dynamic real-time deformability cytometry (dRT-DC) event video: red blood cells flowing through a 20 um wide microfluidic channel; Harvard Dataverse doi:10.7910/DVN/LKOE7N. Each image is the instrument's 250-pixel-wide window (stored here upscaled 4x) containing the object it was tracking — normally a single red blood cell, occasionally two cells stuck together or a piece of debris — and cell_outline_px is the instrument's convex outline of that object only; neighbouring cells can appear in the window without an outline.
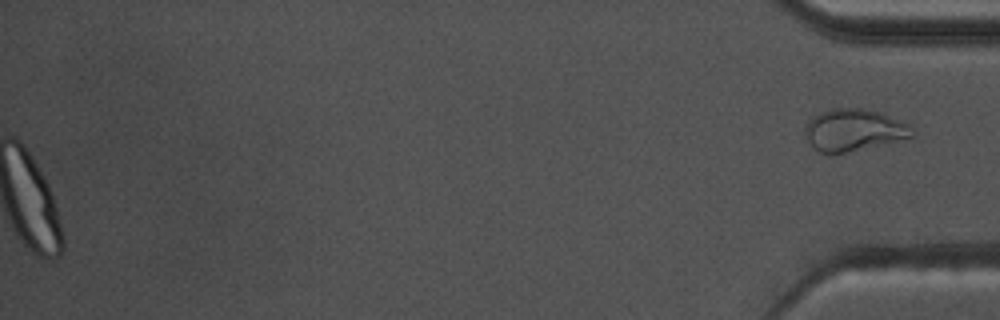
{"species": "common noctule bat (a hibernating species)", "species_latin": "Nyctalus noctula", "temperature_condition": "warm", "stored_images_in_passage": 53, "segment_of_instrument_passage": [2, 2], "camera_frame_rate_fps": 3000, "um_per_image_px": 0.085, "animal": {"sex": "male", "body_mass_g": 17.5, "forearm_length_mm": 52.3}, "frame": {"image": 1, "passage_image": 53, "time_ms": 17.333, "image_size_px": [1000, 320], "cell_outline_px": [[916, 136], [844, 152], [820, 152], [812, 148], [804, 132], [808, 120], [820, 112], [832, 108], [860, 108], [880, 112], [908, 124], [916, 132]], "centroid_in_image_um": [72.56, 11.03], "position_along_channel_um": 362.6, "area_um2": 25.78}}